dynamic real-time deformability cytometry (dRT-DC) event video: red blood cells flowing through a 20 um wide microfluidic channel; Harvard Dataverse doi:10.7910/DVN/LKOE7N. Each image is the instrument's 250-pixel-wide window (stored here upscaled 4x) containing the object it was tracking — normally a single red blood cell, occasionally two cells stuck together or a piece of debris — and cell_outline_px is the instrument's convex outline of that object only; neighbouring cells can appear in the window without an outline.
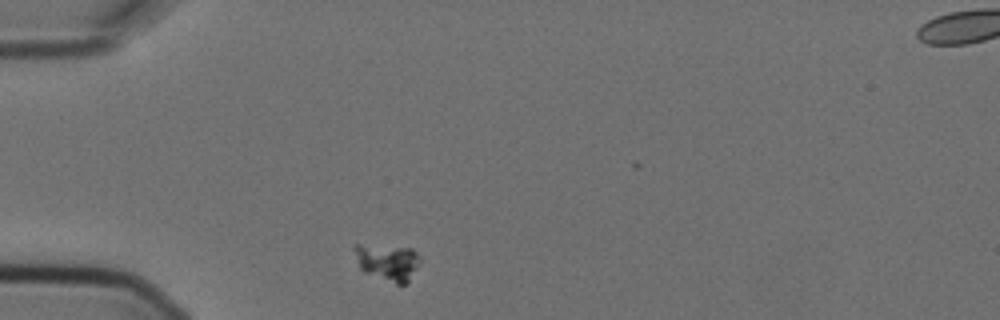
{"species": "Egyptian fruit bat (a non-hibernating species)", "species_latin": "Rousettus aegyptiacus", "temperature_condition": "cold", "stored_images_in_passage": 5, "camera_frame_rate_fps": 3000, "um_per_image_px": 0.085, "animal": {"sex": "female"}, "frame": {"image": 1, "passage_image": 1, "time_ms": 0.0, "image_size_px": [1000, 320], "cell_outline_px": [[420, 264], [408, 280], [404, 284], [396, 284], [364, 272], [360, 268], [352, 248], [356, 244], [360, 244], [412, 248], [420, 256]], "centroid_in_image_um": [32.94, 22.26], "position_along_channel_um": 52.1, "area_um2": 13.99}}
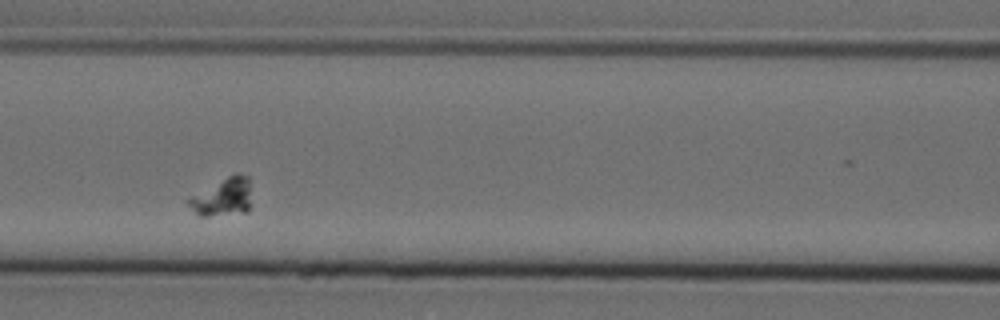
{"frame": {"image": 2, "passage_image": 4, "time_ms": 1.0, "image_size_px": [1000, 320], "cell_outline_px": [[248, 212], [208, 216], [200, 216], [184, 200], [228, 176], [236, 172], [248, 176]], "centroid_in_image_um": [18.9, 16.76], "position_along_channel_um": 147.7, "area_um2": 13.47}}
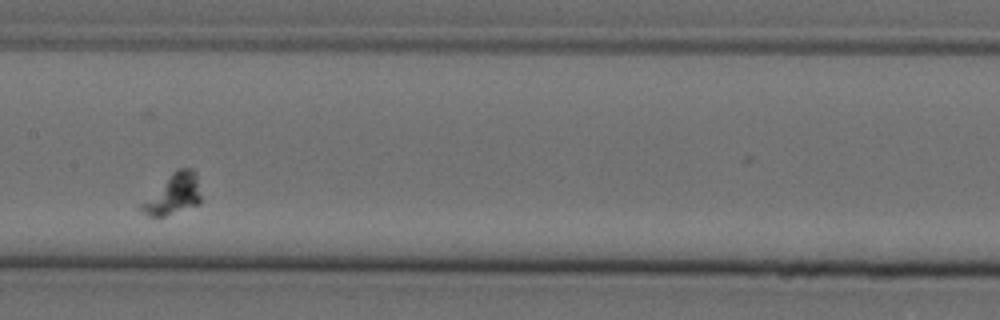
{"frame": {"image": 3, "passage_image": 5, "time_ms": 1.333, "image_size_px": [1000, 320], "cell_outline_px": [[200, 204], [164, 216], [148, 216], [140, 208], [140, 204], [172, 172], [180, 168], [192, 168], [196, 172], [200, 196]], "centroid_in_image_um": [14.74, 16.5], "position_along_channel_um": 192.7, "area_um2": 13.76}}